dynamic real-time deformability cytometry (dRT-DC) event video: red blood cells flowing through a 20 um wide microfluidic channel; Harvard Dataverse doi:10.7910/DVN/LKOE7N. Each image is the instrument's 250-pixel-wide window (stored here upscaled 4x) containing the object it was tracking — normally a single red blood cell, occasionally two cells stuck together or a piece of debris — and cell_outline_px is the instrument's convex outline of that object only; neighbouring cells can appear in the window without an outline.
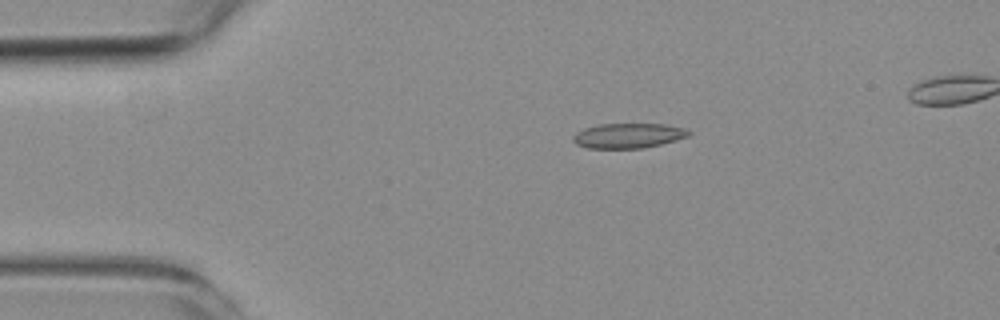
{"species": "common noctule bat (a hibernating species)", "species_latin": "Nyctalus noctula", "temperature_condition": "room temperature", "stored_images_in_passage": 5, "camera_frame_rate_fps": 3000, "um_per_image_px": 0.085, "animal": {"sex": "female", "body_mass_g": 19.3, "forearm_length_mm": 54.1}, "frame": {"image": 1, "passage_image": 2, "time_ms": 2.0, "image_size_px": [1000, 320], "cell_outline_px": [[692, 132], [688, 136], [676, 140], [644, 148], [588, 148], [576, 144], [572, 140], [572, 136], [576, 132], [584, 128], [600, 124], [664, 124], [680, 128]], "centroid_in_image_um": [53.35, 11.53], "position_along_channel_um": 31.6, "area_um2": 16.65}}
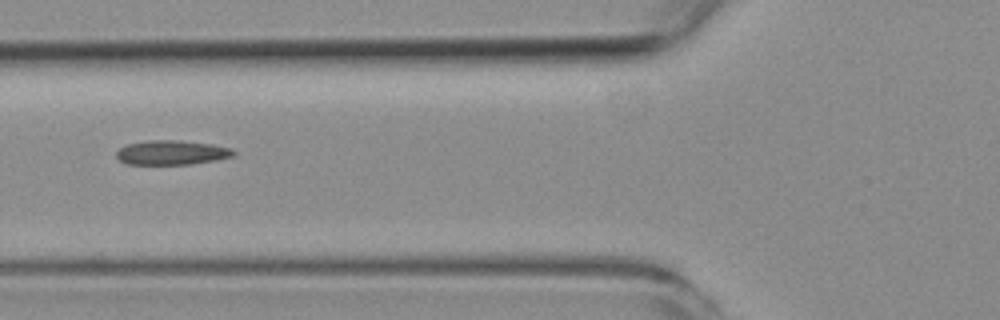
{"frame": {"image": 2, "passage_image": 5, "time_ms": 5.333, "image_size_px": [1000, 320], "cell_outline_px": [[236, 156], [216, 160], [192, 164], [128, 164], [120, 160], [116, 156], [116, 152], [120, 148], [128, 144], [144, 140], [180, 140], [212, 144], [232, 148], [236, 152]], "centroid_in_image_um": [14.64, 12.96], "position_along_channel_um": 111.2, "area_um2": 16.82}}